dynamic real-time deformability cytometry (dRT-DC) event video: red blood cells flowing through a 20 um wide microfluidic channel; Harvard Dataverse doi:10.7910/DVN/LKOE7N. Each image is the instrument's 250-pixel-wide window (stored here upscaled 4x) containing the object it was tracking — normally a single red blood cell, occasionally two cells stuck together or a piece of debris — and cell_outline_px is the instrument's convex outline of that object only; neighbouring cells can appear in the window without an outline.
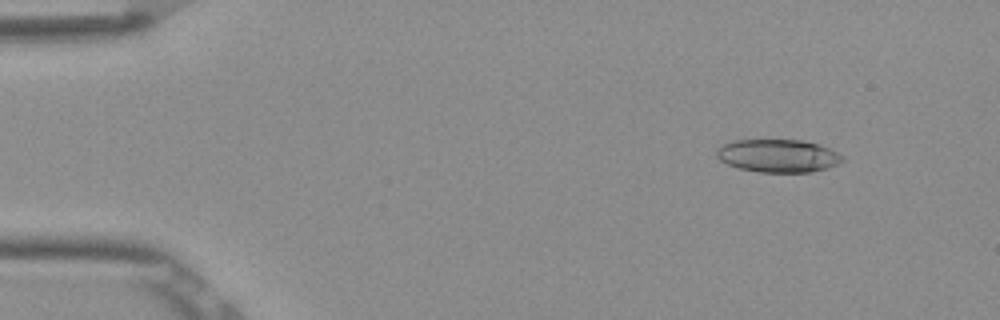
{"species": "Egyptian fruit bat (a non-hibernating species)", "species_latin": "Rousettus aegyptiacus", "temperature_condition": "room temperature", "stored_images_in_passage": 5, "camera_frame_rate_fps": 3000, "um_per_image_px": 0.085, "frame": {"image": 1, "passage_image": 2, "time_ms": 0.333, "image_size_px": [1000, 320], "cell_outline_px": [[844, 160], [840, 164], [828, 168], [808, 172], [760, 172], [740, 168], [728, 164], [720, 160], [716, 156], [716, 148], [732, 140], [804, 140], [820, 144], [844, 156]], "centroid_in_image_um": [66.15, 13.23], "position_along_channel_um": 18.8, "area_um2": 24.28}}